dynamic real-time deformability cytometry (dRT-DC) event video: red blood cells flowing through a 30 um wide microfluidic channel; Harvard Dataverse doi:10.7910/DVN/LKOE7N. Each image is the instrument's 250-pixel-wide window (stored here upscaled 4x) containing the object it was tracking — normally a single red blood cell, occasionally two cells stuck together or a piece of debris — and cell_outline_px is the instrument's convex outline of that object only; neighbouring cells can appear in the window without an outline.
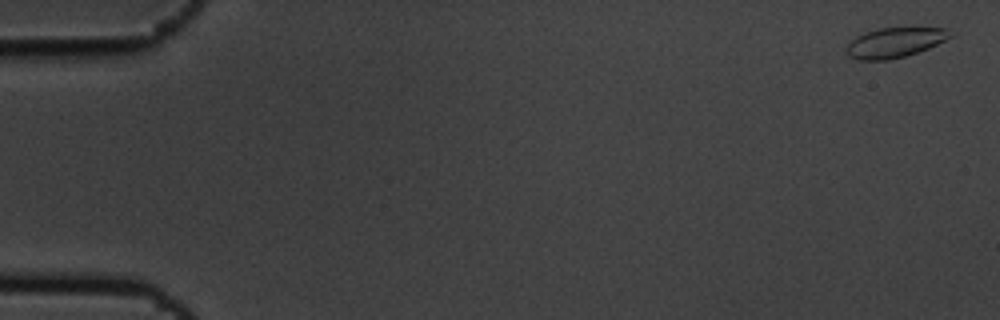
{"species": "common noctule bat (a hibernating species)", "species_latin": "Nyctalus noctula", "temperature_condition": "cold", "stored_images_in_passage": 9, "camera_frame_rate_fps": 3000, "um_per_image_px": 0.085, "animal": {"sex": "male", "body_mass_g": 19.5, "forearm_length_mm": 54.6}, "frame": {"image": 1, "passage_image": 1, "time_ms": 0.0, "image_size_px": [1000, 320], "cell_outline_px": [[956, 36], [928, 48], [904, 56], [888, 60], [860, 60], [848, 56], [844, 48], [856, 36], [880, 28], [948, 28], [956, 32]], "centroid_in_image_um": [76.12, 3.61], "position_along_channel_um": 8.9, "area_um2": 18.21}}
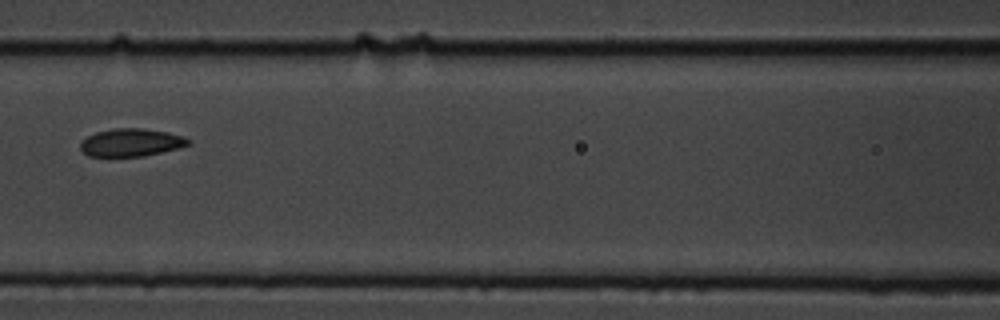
{"frame": {"image": 2, "passage_image": 8, "time_ms": 2.333, "image_size_px": [1000, 320], "cell_outline_px": [[192, 144], [180, 148], [144, 156], [88, 156], [80, 148], [80, 144], [88, 136], [96, 132], [112, 128], [144, 128], [168, 132], [184, 136], [192, 140]], "centroid_in_image_um": [11.21, 12.1], "position_along_channel_um": 155.4, "area_um2": 17.63}}
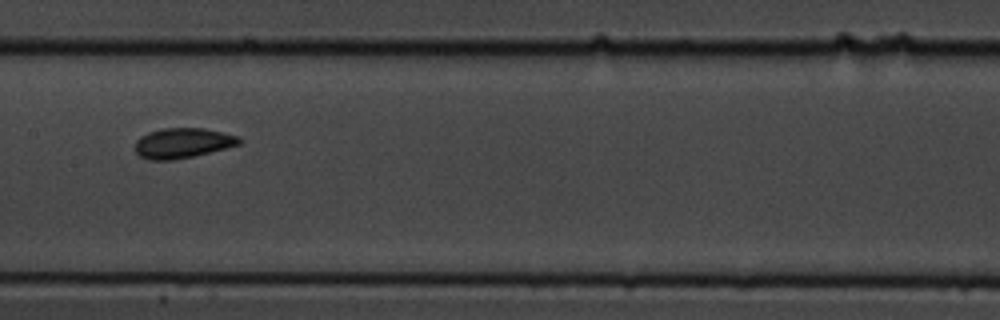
{"frame": {"image": 3, "passage_image": 9, "time_ms": 2.667, "image_size_px": [1000, 320], "cell_outline_px": [[244, 140], [240, 144], [192, 156], [172, 160], [148, 160], [140, 156], [136, 152], [136, 140], [140, 136], [148, 132], [160, 128], [204, 128], [224, 132], [240, 136]], "centroid_in_image_um": [15.53, 12.14], "position_along_channel_um": 191.9, "area_um2": 18.32}}